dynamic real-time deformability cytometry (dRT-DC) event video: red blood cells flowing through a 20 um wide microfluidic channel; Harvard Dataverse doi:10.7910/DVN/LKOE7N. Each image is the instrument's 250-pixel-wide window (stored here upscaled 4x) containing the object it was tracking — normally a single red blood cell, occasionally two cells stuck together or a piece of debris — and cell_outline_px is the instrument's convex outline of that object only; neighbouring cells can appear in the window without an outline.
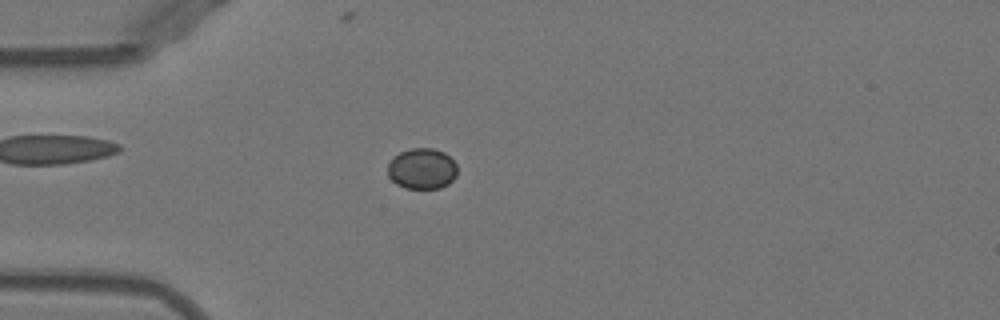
{"species": "Egyptian fruit bat (a non-hibernating species)", "species_latin": "Rousettus aegyptiacus", "temperature_condition": "warm", "stored_images_in_passage": 34, "camera_frame_rate_fps": 3000, "um_per_image_px": 0.085, "animal": {"sex": "female"}, "frame": {"image": 1, "passage_image": 2, "time_ms": 0.333, "image_size_px": [1000, 320], "cell_outline_px": [[456, 176], [448, 184], [440, 188], [404, 188], [396, 184], [388, 176], [388, 164], [392, 156], [400, 152], [412, 148], [432, 148], [444, 152], [456, 164]], "centroid_in_image_um": [35.84, 14.34], "position_along_channel_um": 49.2, "area_um2": 16.59}}
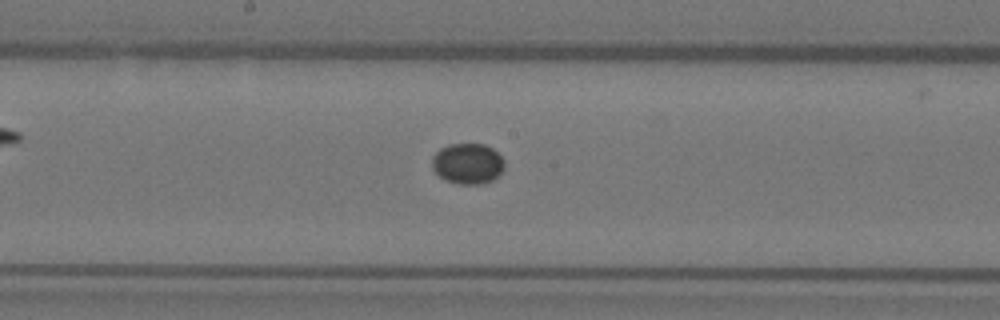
{"frame": {"image": 2, "passage_image": 15, "time_ms": 4.667, "image_size_px": [1000, 320], "cell_outline_px": [[504, 168], [492, 180], [480, 184], [460, 184], [444, 180], [432, 168], [432, 156], [440, 148], [448, 144], [484, 144], [492, 148], [504, 160]], "centroid_in_image_um": [39.73, 13.9], "position_along_channel_um": 208.5, "area_um2": 17.11}}
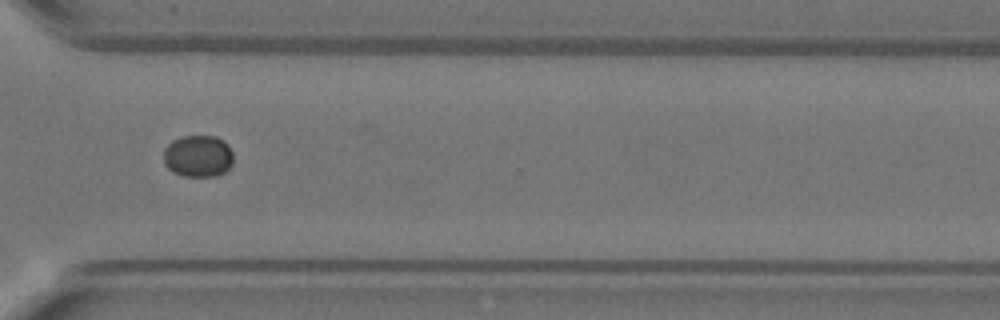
{"frame": {"image": 3, "passage_image": 26, "time_ms": 8.333, "image_size_px": [1000, 320], "cell_outline_px": [[232, 164], [224, 172], [216, 176], [184, 176], [172, 172], [164, 164], [164, 148], [172, 140], [184, 136], [216, 136], [224, 140], [228, 144], [232, 152]], "centroid_in_image_um": [16.83, 13.26], "position_along_channel_um": 353.8, "area_um2": 17.17}}